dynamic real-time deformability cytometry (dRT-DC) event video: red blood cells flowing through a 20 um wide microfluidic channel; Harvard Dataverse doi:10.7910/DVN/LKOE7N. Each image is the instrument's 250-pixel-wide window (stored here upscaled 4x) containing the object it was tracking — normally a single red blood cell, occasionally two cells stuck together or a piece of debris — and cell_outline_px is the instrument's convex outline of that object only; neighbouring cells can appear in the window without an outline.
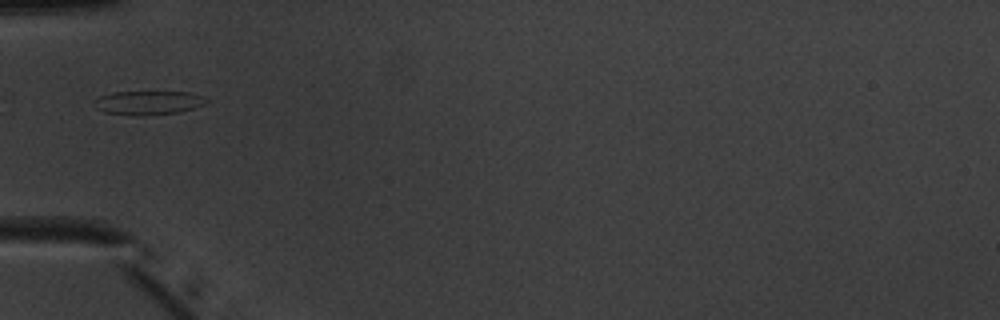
{"species": "common noctule bat (a hibernating species)", "species_latin": "Nyctalus noctula", "temperature_condition": "warm", "stored_images_in_passage": 3, "camera_frame_rate_fps": 3000, "um_per_image_px": 0.085, "animal": {"sex": "male", "body_mass_g": 20.1, "forearm_length_mm": 53.5}, "frame": {"image": 1, "passage_image": 1, "time_ms": 0.0, "image_size_px": [1000, 320], "cell_outline_px": [[208, 100], [204, 104], [180, 112], [140, 116], [104, 112], [96, 108], [92, 104], [92, 100], [100, 96], [112, 92], [188, 92], [200, 96]], "centroid_in_image_um": [12.52, 8.73], "position_along_channel_um": 72.5, "area_um2": 15.55}}